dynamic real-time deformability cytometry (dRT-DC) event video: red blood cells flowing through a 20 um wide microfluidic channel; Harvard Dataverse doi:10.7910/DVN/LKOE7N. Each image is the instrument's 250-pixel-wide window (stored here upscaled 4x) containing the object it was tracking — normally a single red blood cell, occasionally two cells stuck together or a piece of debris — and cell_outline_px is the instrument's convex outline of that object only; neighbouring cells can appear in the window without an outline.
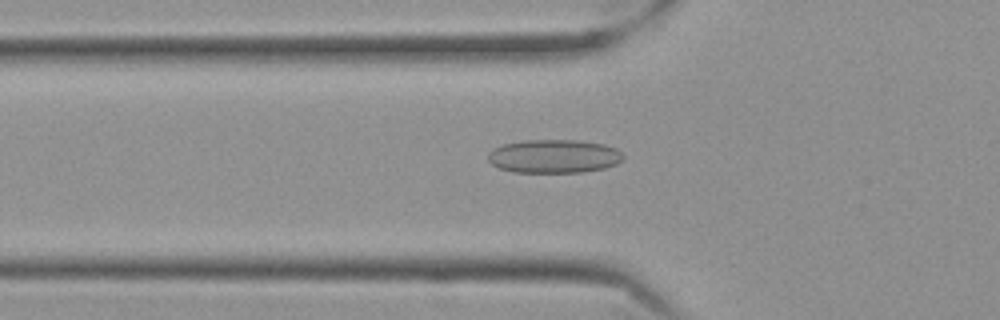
{"species": "Egyptian fruit bat (a non-hibernating species)", "species_latin": "Rousettus aegyptiacus", "temperature_condition": "cold", "stored_images_in_passage": 57, "camera_frame_rate_fps": 3000, "um_per_image_px": 0.085, "frame": {"image": 1, "passage_image": 20, "time_ms": 6.333, "image_size_px": [1000, 320], "cell_outline_px": [[624, 156], [616, 164], [604, 168], [580, 172], [512, 172], [500, 168], [492, 164], [488, 160], [488, 152], [492, 148], [504, 144], [524, 140], [580, 140], [604, 144], [616, 148]], "centroid_in_image_um": [47.06, 13.27], "position_along_channel_um": 78.7, "area_um2": 26.41}}
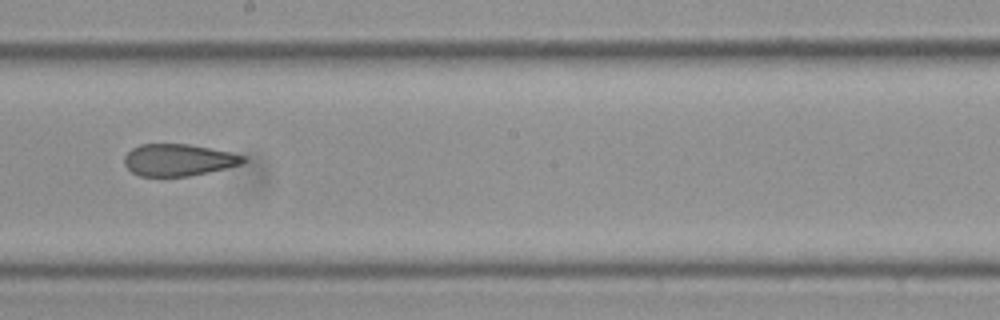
{"frame": {"image": 2, "passage_image": 33, "time_ms": 10.667, "image_size_px": [1000, 320], "cell_outline_px": [[248, 160], [240, 164], [208, 172], [188, 176], [160, 180], [140, 176], [132, 172], [124, 164], [124, 156], [132, 148], [140, 144], [188, 144], [228, 152], [244, 156]], "centroid_in_image_um": [15.08, 13.64], "position_along_channel_um": 233.1, "area_um2": 22.54}}
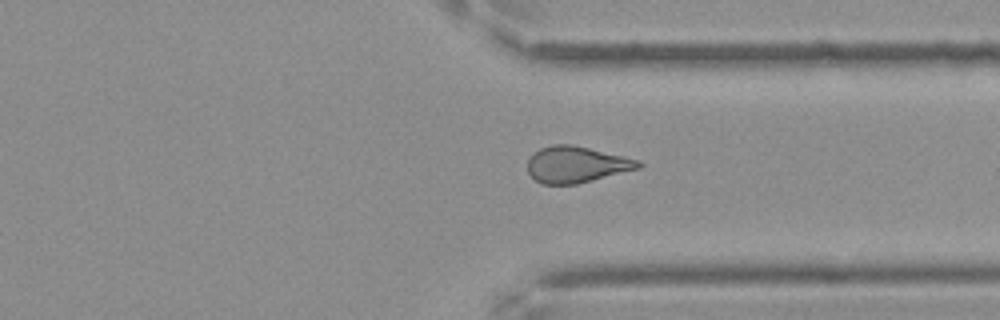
{"frame": {"image": 3, "passage_image": 44, "time_ms": 14.333, "image_size_px": [1000, 320], "cell_outline_px": [[644, 164], [640, 168], [576, 184], [540, 184], [528, 172], [528, 156], [532, 152], [540, 148], [552, 144], [572, 144], [624, 156], [640, 160]], "centroid_in_image_um": [48.97, 13.97], "position_along_channel_um": 362.4, "area_um2": 23.58}, "authors_computed_cell_mechanics": {"area_um2": 24.3916, "velocity_mm_per_s": 3.5386, "shape_relaxation_time_tau1_ms": null, "shape_relaxation_time_tau2_ms": 3.1964, "deformation_change_tau1": null, "deformation_change_tau2": 0.1134}}